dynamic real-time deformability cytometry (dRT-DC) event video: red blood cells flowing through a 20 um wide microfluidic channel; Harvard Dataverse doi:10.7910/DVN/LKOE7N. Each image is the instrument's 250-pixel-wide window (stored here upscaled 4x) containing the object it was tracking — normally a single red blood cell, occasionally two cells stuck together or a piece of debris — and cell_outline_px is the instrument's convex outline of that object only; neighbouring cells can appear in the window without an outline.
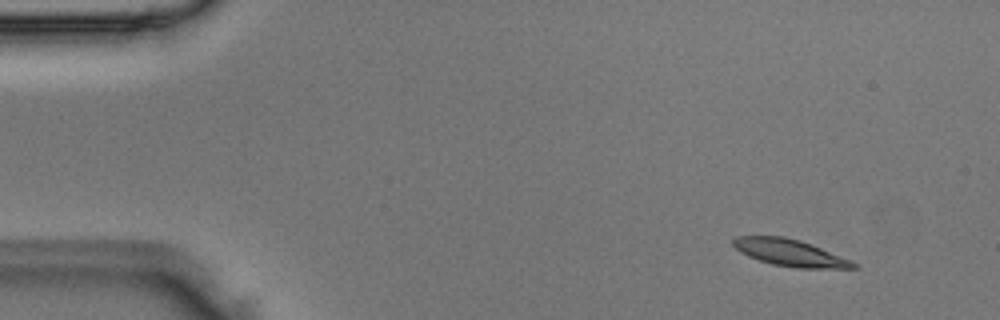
{"species": "Egyptian fruit bat (a non-hibernating species)", "species_latin": "Rousettus aegyptiacus", "temperature_condition": "room temperature", "stored_images_in_passage": 5, "camera_frame_rate_fps": 3000, "um_per_image_px": 0.085, "animal": {"sex": "male"}, "frame": {"image": 1, "passage_image": 1, "time_ms": 0.0, "image_size_px": [1000, 320], "cell_outline_px": [[860, 268], [796, 268], [772, 264], [748, 256], [740, 252], [732, 244], [732, 240], [736, 236], [784, 236], [800, 240], [812, 244], [852, 260]], "centroid_in_image_um": [67.16, 21.48], "position_along_channel_um": 17.8, "area_um2": 18.84}}
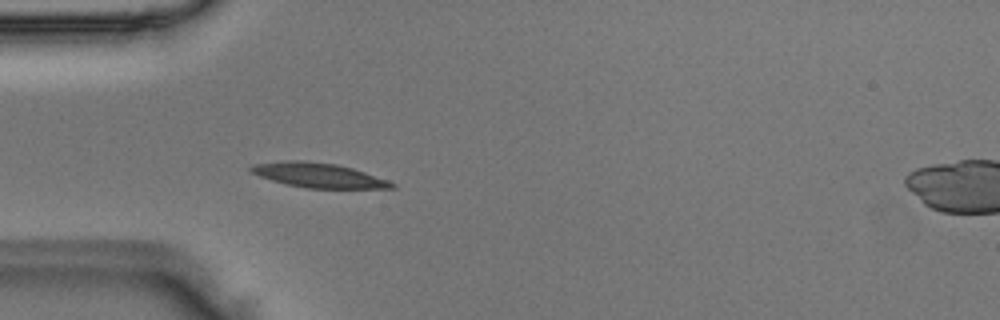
{"frame": {"image": 2, "passage_image": 4, "time_ms": 1.0, "image_size_px": [1000, 320], "cell_outline_px": [[396, 188], [308, 188], [288, 184], [272, 180], [248, 172], [248, 168], [252, 164], [284, 160], [304, 160], [336, 164], [352, 168], [388, 180], [396, 184]], "centroid_in_image_um": [27.03, 14.88], "position_along_channel_um": 58.0, "area_um2": 20.17}}